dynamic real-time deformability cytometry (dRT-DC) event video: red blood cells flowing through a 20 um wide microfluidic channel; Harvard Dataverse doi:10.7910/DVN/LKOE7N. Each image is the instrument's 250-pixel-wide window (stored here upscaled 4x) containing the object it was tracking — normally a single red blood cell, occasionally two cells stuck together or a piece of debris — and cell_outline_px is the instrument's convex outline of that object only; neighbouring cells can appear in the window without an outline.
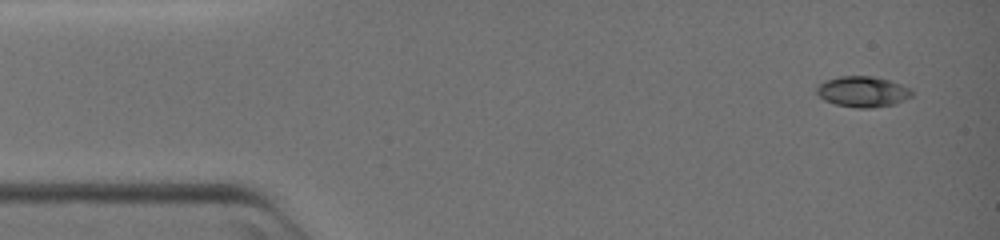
{"species": "common noctule bat (a hibernating species)", "species_latin": "Nyctalus noctula", "temperature_condition": "warm", "stored_images_in_passage": 53, "camera_frame_rate_fps": 3000, "um_per_image_px": 0.085, "animal": {"sex": "female", "body_mass_g": 19.0, "forearm_length_mm": 51.5}, "frame": {"image": 1, "passage_image": 1, "time_ms": 0.0, "image_size_px": [1000, 240], "cell_outline_px": [[912, 96], [896, 104], [872, 108], [856, 108], [836, 104], [824, 100], [816, 92], [816, 84], [824, 80], [840, 76], [872, 76], [888, 80], [912, 88]], "centroid_in_image_um": [73.32, 7.79], "position_along_channel_um": 11.7, "area_um2": 17.22}}
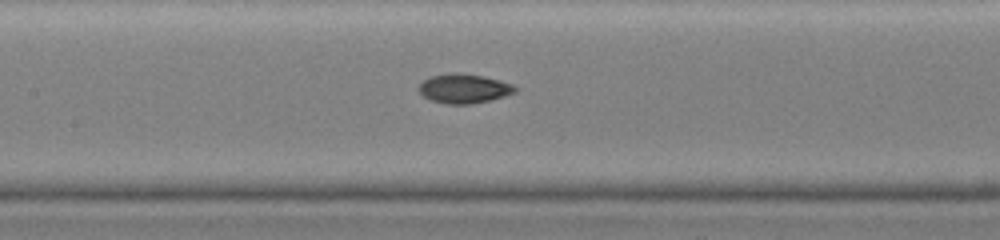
{"frame": {"image": 2, "passage_image": 23, "time_ms": 7.333, "image_size_px": [1000, 240], "cell_outline_px": [[520, 88], [516, 92], [504, 96], [472, 104], [448, 104], [432, 100], [424, 96], [416, 88], [424, 80], [432, 76], [452, 72], [456, 72], [484, 76], [512, 84]], "centroid_in_image_um": [39.45, 7.52], "position_along_channel_um": 167.9, "area_um2": 16.42}}
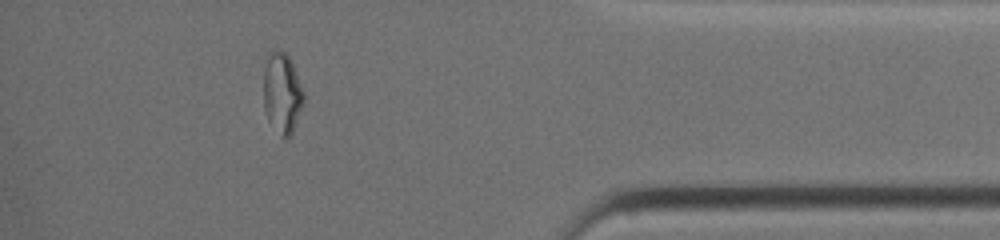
{"frame": {"image": 3, "passage_image": 46, "time_ms": 15.0, "image_size_px": [1000, 240], "cell_outline_px": [[304, 100], [292, 132], [288, 136], [280, 136], [268, 120], [264, 108], [264, 68], [268, 52], [272, 48], [280, 48], [288, 56], [292, 64], [304, 92]], "centroid_in_image_um": [23.95, 7.84], "position_along_channel_um": 411.2, "area_um2": 18.73}}